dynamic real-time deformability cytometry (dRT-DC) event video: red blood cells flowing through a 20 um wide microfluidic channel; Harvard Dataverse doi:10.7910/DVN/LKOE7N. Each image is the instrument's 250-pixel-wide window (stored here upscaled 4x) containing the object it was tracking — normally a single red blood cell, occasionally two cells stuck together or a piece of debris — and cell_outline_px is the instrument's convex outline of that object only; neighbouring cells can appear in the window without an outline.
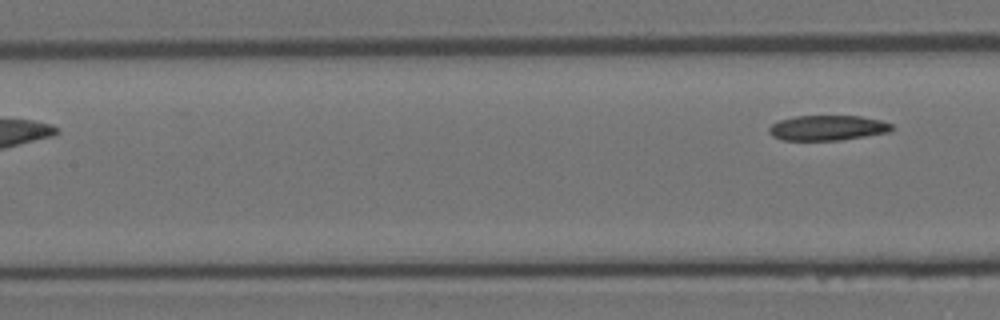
{"species": "Egyptian fruit bat (a non-hibernating species)", "species_latin": "Rousettus aegyptiacus", "temperature_condition": "room temperature", "stored_images_in_passage": 6, "segment_of_instrument_passage": [2, 2], "camera_frame_rate_fps": 3000, "um_per_image_px": 0.085, "animal": {"sex": "female"}, "frame": {"image": 1, "passage_image": 6, "time_ms": 1.667, "image_size_px": [1000, 320], "cell_outline_px": [[896, 128], [888, 132], [840, 140], [780, 140], [772, 136], [768, 132], [768, 128], [772, 124], [780, 120], [796, 116], [860, 116], [880, 120], [892, 124]], "centroid_in_image_um": [70.33, 10.87], "position_along_channel_um": 137.1, "area_um2": 17.98}}